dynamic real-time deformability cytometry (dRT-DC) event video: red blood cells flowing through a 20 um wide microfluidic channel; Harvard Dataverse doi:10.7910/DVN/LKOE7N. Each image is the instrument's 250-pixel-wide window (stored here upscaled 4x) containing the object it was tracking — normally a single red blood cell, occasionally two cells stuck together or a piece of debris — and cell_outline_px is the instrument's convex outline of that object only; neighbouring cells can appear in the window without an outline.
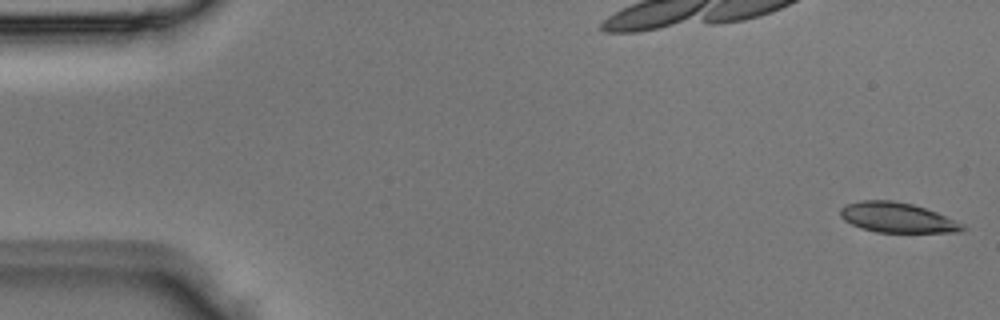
{"species": "Egyptian fruit bat (a non-hibernating species)", "species_latin": "Rousettus aegyptiacus", "temperature_condition": "room temperature", "stored_images_in_passage": 3, "camera_frame_rate_fps": 3000, "um_per_image_px": 0.085, "animal": {"sex": "male"}, "frame": {"image": 1, "passage_image": 1, "time_ms": 0.0, "image_size_px": [1000, 320], "cell_outline_px": [[964, 228], [960, 232], [876, 232], [860, 228], [844, 220], [840, 216], [840, 208], [844, 204], [860, 200], [892, 200], [912, 204], [936, 212], [964, 224]], "centroid_in_image_um": [76.21, 18.49], "position_along_channel_um": 8.8, "area_um2": 21.33}}
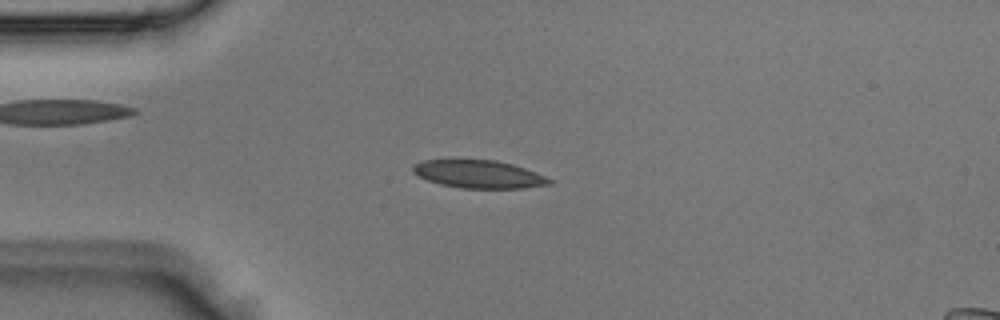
{"frame": {"image": 2, "passage_image": 3, "time_ms": 0.667, "image_size_px": [1000, 320], "cell_outline_px": [[552, 184], [524, 188], [460, 188], [440, 184], [428, 180], [412, 172], [412, 164], [420, 160], [452, 156], [460, 156], [496, 160], [512, 164], [536, 172], [552, 180]], "centroid_in_image_um": [40.58, 14.73], "position_along_channel_um": 44.4, "area_um2": 23.35}}